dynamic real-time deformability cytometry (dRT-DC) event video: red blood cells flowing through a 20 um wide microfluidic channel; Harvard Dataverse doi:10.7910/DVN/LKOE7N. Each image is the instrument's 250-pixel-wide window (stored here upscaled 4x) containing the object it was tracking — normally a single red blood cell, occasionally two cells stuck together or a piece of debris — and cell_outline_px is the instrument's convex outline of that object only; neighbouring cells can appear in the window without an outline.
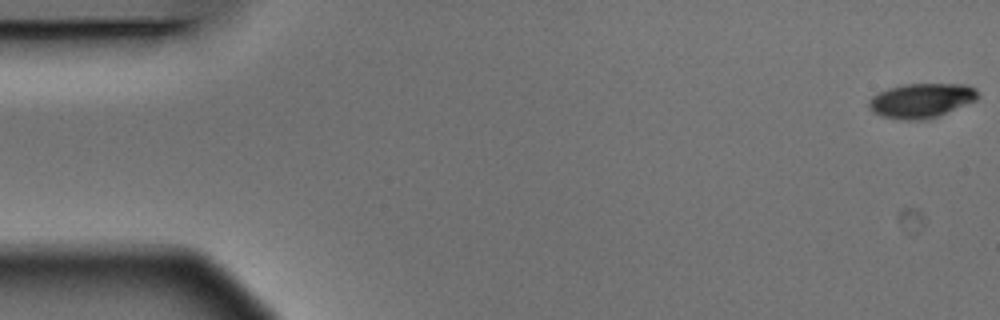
{"species": "Egyptian fruit bat (a non-hibernating species)", "species_latin": "Rousettus aegyptiacus", "temperature_condition": "warm", "stored_images_in_passage": 5, "camera_frame_rate_fps": 3000, "um_per_image_px": 0.085, "animal": {"sex": "male"}, "frame": {"image": 1, "passage_image": 1, "time_ms": 0.0, "image_size_px": [1000, 320], "cell_outline_px": [[980, 96], [976, 100], [936, 116], [924, 120], [900, 120], [880, 116], [872, 112], [868, 108], [868, 100], [872, 96], [888, 88], [904, 84], [968, 84], [976, 88]], "centroid_in_image_um": [78.28, 8.54], "position_along_channel_um": 6.7, "area_um2": 22.02}}
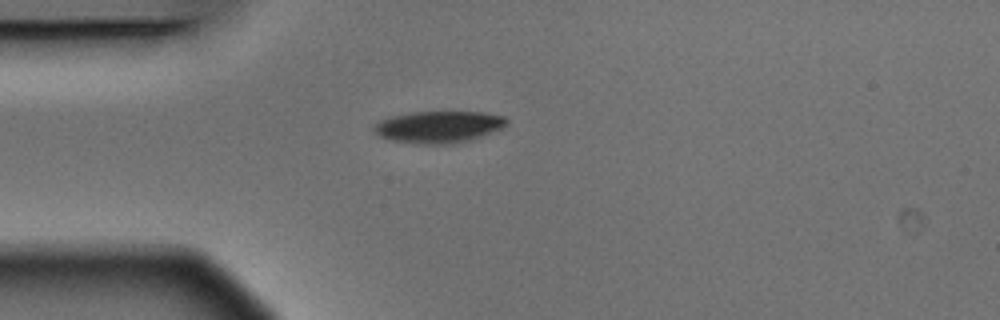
{"frame": {"image": 2, "passage_image": 5, "time_ms": 1.333, "image_size_px": [1000, 320], "cell_outline_px": [[508, 124], [500, 128], [468, 140], [452, 144], [416, 144], [392, 140], [380, 136], [372, 128], [376, 124], [392, 116], [412, 112], [484, 112], [504, 116], [508, 120]], "centroid_in_image_um": [37.29, 10.78], "position_along_channel_um": 47.7, "area_um2": 24.22}}